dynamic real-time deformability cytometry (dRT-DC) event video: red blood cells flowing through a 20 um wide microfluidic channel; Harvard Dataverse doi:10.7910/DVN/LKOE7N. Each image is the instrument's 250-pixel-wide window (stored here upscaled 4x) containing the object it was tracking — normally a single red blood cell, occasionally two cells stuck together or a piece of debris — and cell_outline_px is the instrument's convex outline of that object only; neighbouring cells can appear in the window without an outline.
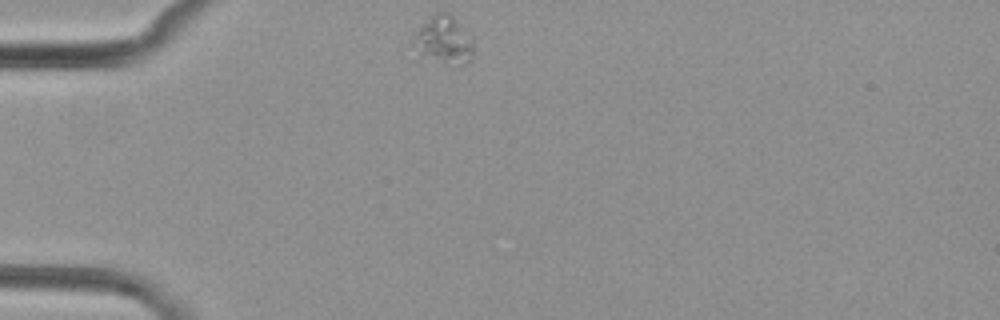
{"species": "common noctule bat (a hibernating species)", "species_latin": "Nyctalus noctula", "temperature_condition": "cold", "stored_images_in_passage": 2, "camera_frame_rate_fps": 3000, "um_per_image_px": 0.085, "animal": {"sex": "female", "body_mass_g": 29.2, "forearm_length_mm": 56.3}, "frame": {"image": 1, "passage_image": 1, "time_ms": 0.0, "image_size_px": [1000, 320], "cell_outline_px": [[472, 60], [468, 64], [460, 64], [444, 60], [420, 52], [408, 44], [416, 32], [436, 12], [452, 12], [472, 36]], "centroid_in_image_um": [37.77, 3.32], "position_along_channel_um": 47.2, "area_um2": 16.3}}